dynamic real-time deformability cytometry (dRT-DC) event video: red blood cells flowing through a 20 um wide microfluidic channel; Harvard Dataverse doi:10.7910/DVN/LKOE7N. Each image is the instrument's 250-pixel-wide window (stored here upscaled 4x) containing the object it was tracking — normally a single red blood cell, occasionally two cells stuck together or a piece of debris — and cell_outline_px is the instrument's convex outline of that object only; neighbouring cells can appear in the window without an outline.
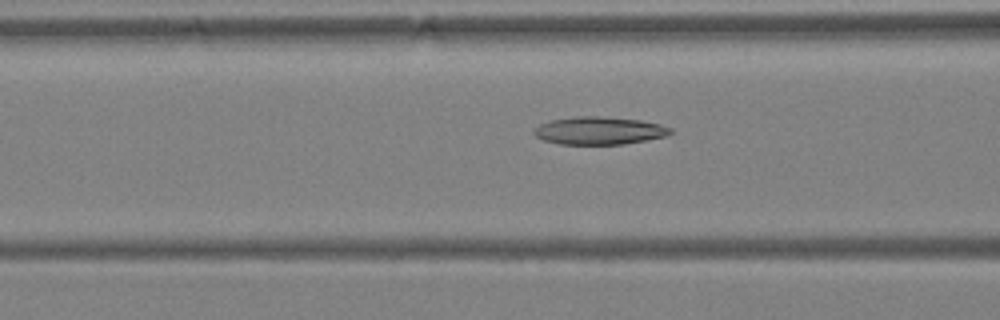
{"species": "Egyptian fruit bat (a non-hibernating species)", "species_latin": "Rousettus aegyptiacus", "temperature_condition": "warm", "stored_images_in_passage": 33, "camera_frame_rate_fps": 3000, "um_per_image_px": 0.085, "animal": {"sex": "female"}, "frame": {"image": 1, "passage_image": 8, "time_ms": 2.333, "image_size_px": [1000, 320], "cell_outline_px": [[672, 132], [668, 136], [624, 144], [560, 144], [544, 140], [536, 136], [532, 132], [540, 124], [552, 120], [576, 116], [600, 116], [640, 120], [660, 124], [672, 128]], "centroid_in_image_um": [50.96, 11.1], "position_along_channel_um": 115.6, "area_um2": 22.02}}
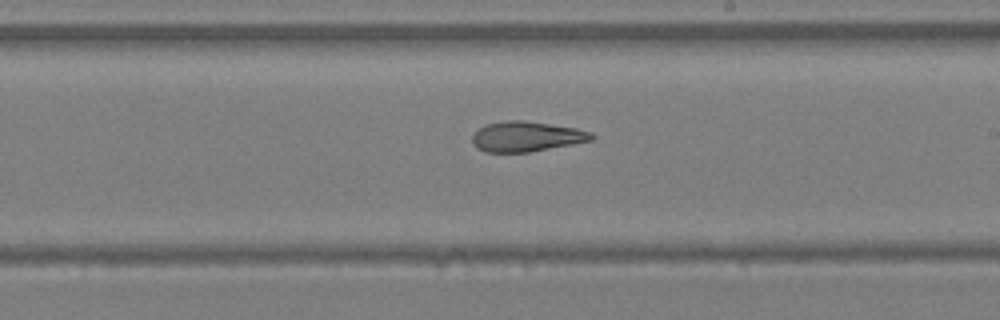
{"frame": {"image": 2, "passage_image": 17, "time_ms": 5.333, "image_size_px": [1000, 320], "cell_outline_px": [[596, 136], [592, 140], [572, 144], [528, 152], [484, 152], [476, 148], [472, 140], [472, 136], [480, 128], [488, 124], [508, 120], [524, 120], [576, 128], [592, 132]], "centroid_in_image_um": [44.76, 11.61], "position_along_channel_um": 244.2, "area_um2": 20.81}}
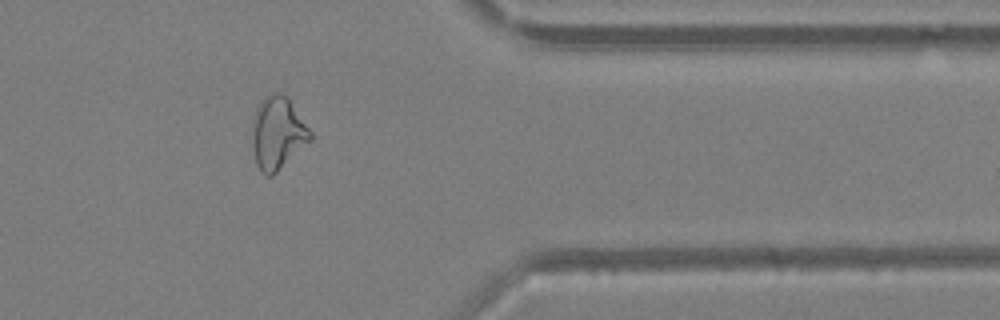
{"frame": {"image": 3, "passage_image": 28, "time_ms": 9.0, "image_size_px": [1000, 320], "cell_outline_px": [[312, 140], [272, 176], [268, 176], [260, 172], [256, 164], [252, 140], [252, 120], [256, 108], [264, 96], [268, 92], [280, 92], [288, 96], [312, 132]], "centroid_in_image_um": [23.6, 11.28], "position_along_channel_um": 387.8, "area_um2": 24.97}}